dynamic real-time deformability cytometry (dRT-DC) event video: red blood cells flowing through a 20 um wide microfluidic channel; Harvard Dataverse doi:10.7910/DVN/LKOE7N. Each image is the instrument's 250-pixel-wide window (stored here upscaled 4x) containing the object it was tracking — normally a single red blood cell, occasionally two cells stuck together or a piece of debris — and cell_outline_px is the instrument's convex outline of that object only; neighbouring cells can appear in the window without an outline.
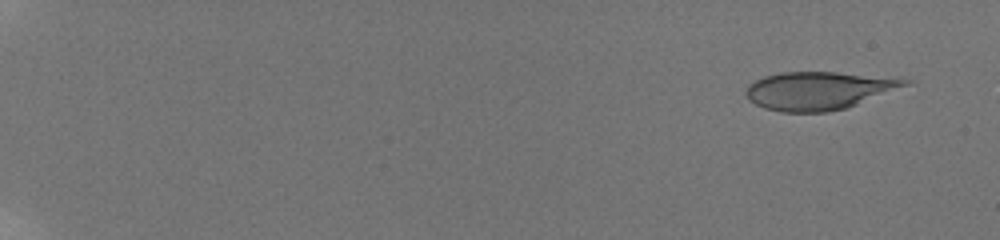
{"species": "human", "species_latin": "Homo sapiens", "temperature_condition": "room temperature", "stored_images_in_passage": 68, "camera_frame_rate_fps": 3000, "um_per_image_px": 0.085, "donor": {"sex": "male"}, "frame": {"image": 1, "passage_image": 4, "time_ms": 1.0, "image_size_px": [1000, 240], "cell_outline_px": [[912, 80], [908, 84], [856, 104], [844, 108], [828, 112], [780, 112], [764, 108], [748, 100], [744, 92], [748, 84], [764, 76], [780, 72], [836, 72], [900, 76]], "centroid_in_image_um": [69.58, 7.68], "position_along_channel_um": 15.4, "area_um2": 35.49}}
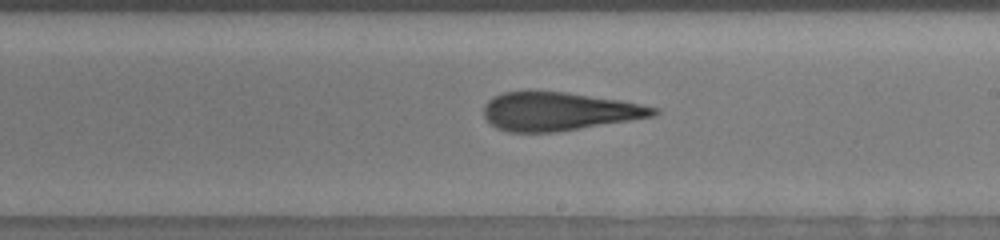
{"frame": {"image": 2, "passage_image": 41, "time_ms": 12.333, "image_size_px": [1000, 240], "cell_outline_px": [[660, 112], [656, 116], [556, 132], [508, 132], [496, 128], [484, 116], [484, 104], [492, 96], [504, 92], [532, 88], [568, 92], [620, 100], [660, 108]], "centroid_in_image_um": [47.47, 9.43], "position_along_channel_um": 241.5, "area_um2": 38.84}}
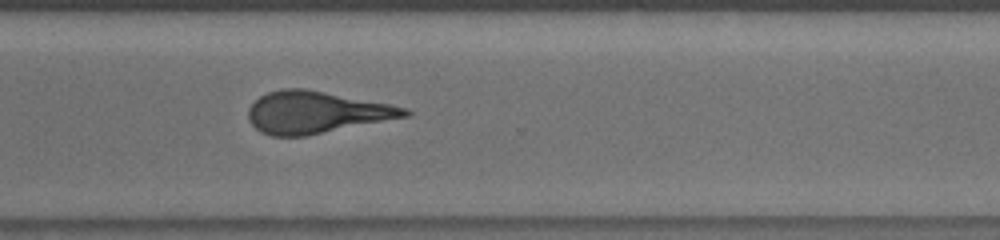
{"frame": {"image": 3, "passage_image": 51, "time_ms": 15.0, "image_size_px": [1000, 240], "cell_outline_px": [[412, 112], [408, 116], [308, 136], [272, 136], [260, 132], [248, 120], [248, 108], [260, 96], [268, 92], [280, 88], [304, 88], [388, 104], [408, 108]], "centroid_in_image_um": [26.84, 9.56], "position_along_channel_um": 343.8, "area_um2": 38.15}, "authors_computed_cell_mechanics": {"area_um2": 38.0902, "velocity_mm_per_s": 3.8374, "shape_relaxation_time_tau1_ms": 8.1426, "shape_relaxation_time_tau2_ms": 1.9846, "deformation_change_tau1": 0.2608, "deformation_change_tau2": 0.1332}}